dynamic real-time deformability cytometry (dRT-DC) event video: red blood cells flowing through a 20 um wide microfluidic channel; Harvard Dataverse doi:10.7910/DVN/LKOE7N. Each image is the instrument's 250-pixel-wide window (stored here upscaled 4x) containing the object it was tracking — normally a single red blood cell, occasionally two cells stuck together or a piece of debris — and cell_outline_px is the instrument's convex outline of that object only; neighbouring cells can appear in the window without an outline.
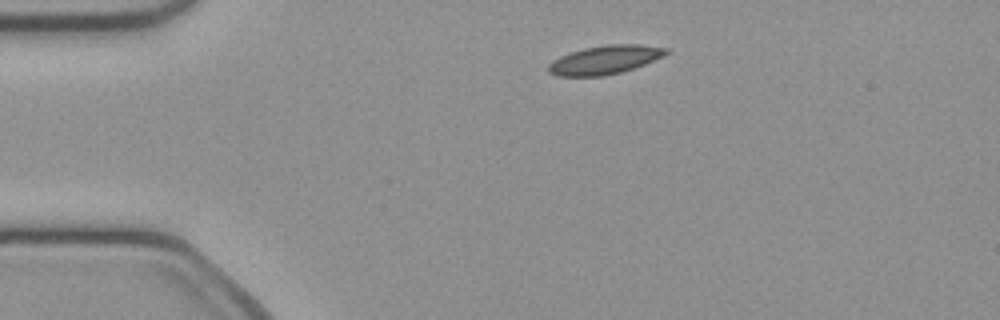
{"species": "common noctule bat (a hibernating species)", "species_latin": "Nyctalus noctula", "temperature_condition": "cold", "stored_images_in_passage": 41, "camera_frame_rate_fps": 3000, "um_per_image_px": 0.085, "animal": {"sex": "female", "body_mass_g": 21.9}, "frame": {"image": 1, "passage_image": 1, "time_ms": 0.0, "image_size_px": [1000, 320], "cell_outline_px": [[668, 52], [664, 56], [644, 64], [620, 72], [604, 76], [556, 76], [548, 72], [548, 64], [552, 60], [560, 56], [584, 48], [604, 44], [640, 44], [668, 48]], "centroid_in_image_um": [51.39, 5.08], "position_along_channel_um": 33.6, "area_um2": 19.65}}
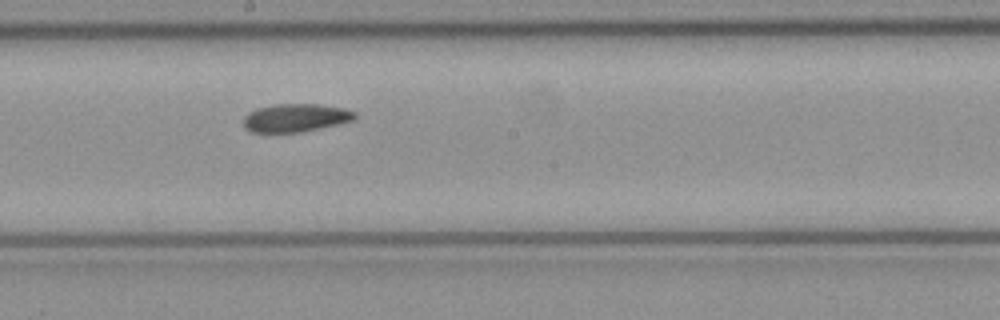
{"frame": {"image": 2, "passage_image": 18, "time_ms": 5.667, "image_size_px": [1000, 320], "cell_outline_px": [[356, 120], [340, 124], [300, 132], [252, 132], [244, 128], [244, 116], [248, 112], [256, 108], [272, 104], [320, 104], [344, 108], [356, 112]], "centroid_in_image_um": [25.14, 10.0], "position_along_channel_um": 223.1, "area_um2": 18.5}}
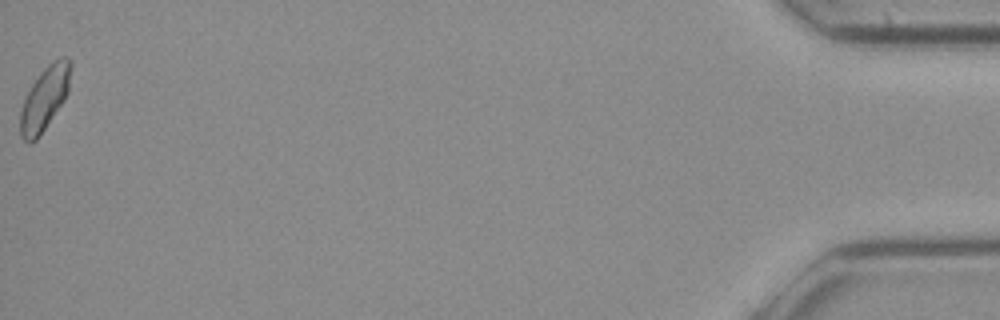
{"frame": {"image": 3, "passage_image": 41, "time_ms": 13.333, "image_size_px": [1000, 320], "cell_outline_px": [[72, 64], [68, 92], [64, 100], [40, 136], [36, 140], [28, 144], [20, 136], [20, 112], [24, 100], [32, 84], [44, 68], [52, 60], [60, 56], [68, 56], [72, 60]], "centroid_in_image_um": [3.82, 8.34], "position_along_channel_um": 431.4, "area_um2": 18.84}}